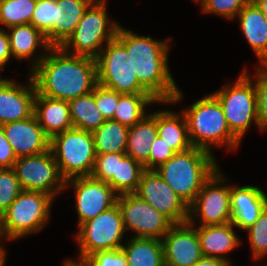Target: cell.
<instances>
[{"label":"cell","instance_id":"obj_1","mask_svg":"<svg viewBox=\"0 0 267 266\" xmlns=\"http://www.w3.org/2000/svg\"><path fill=\"white\" fill-rule=\"evenodd\" d=\"M49 52L34 61L30 74L40 95L69 102L94 90L96 59L69 55L61 47H51Z\"/></svg>","mask_w":267,"mask_h":266},{"label":"cell","instance_id":"obj_2","mask_svg":"<svg viewBox=\"0 0 267 266\" xmlns=\"http://www.w3.org/2000/svg\"><path fill=\"white\" fill-rule=\"evenodd\" d=\"M115 38L126 48L139 83L159 103H175L182 99V93L169 72V45L166 41L139 36L121 26Z\"/></svg>","mask_w":267,"mask_h":266},{"label":"cell","instance_id":"obj_3","mask_svg":"<svg viewBox=\"0 0 267 266\" xmlns=\"http://www.w3.org/2000/svg\"><path fill=\"white\" fill-rule=\"evenodd\" d=\"M215 160L210 151L192 147L175 153L155 171L189 207L203 184L218 169Z\"/></svg>","mask_w":267,"mask_h":266},{"label":"cell","instance_id":"obj_4","mask_svg":"<svg viewBox=\"0 0 267 266\" xmlns=\"http://www.w3.org/2000/svg\"><path fill=\"white\" fill-rule=\"evenodd\" d=\"M193 147L210 151L213 144L236 148L240 140L230 131L218 99L208 95L183 110Z\"/></svg>","mask_w":267,"mask_h":266},{"label":"cell","instance_id":"obj_5","mask_svg":"<svg viewBox=\"0 0 267 266\" xmlns=\"http://www.w3.org/2000/svg\"><path fill=\"white\" fill-rule=\"evenodd\" d=\"M50 150L62 178L90 176L96 152L92 132L71 128L50 138Z\"/></svg>","mask_w":267,"mask_h":266},{"label":"cell","instance_id":"obj_6","mask_svg":"<svg viewBox=\"0 0 267 266\" xmlns=\"http://www.w3.org/2000/svg\"><path fill=\"white\" fill-rule=\"evenodd\" d=\"M53 198L42 192L22 191L0 217V235L17 239L43 228Z\"/></svg>","mask_w":267,"mask_h":266},{"label":"cell","instance_id":"obj_7","mask_svg":"<svg viewBox=\"0 0 267 266\" xmlns=\"http://www.w3.org/2000/svg\"><path fill=\"white\" fill-rule=\"evenodd\" d=\"M105 3V0H95L88 7L73 34L61 46L65 52L69 53V48L73 46V55L96 59L104 48L102 43L116 37L119 25L108 22Z\"/></svg>","mask_w":267,"mask_h":266},{"label":"cell","instance_id":"obj_8","mask_svg":"<svg viewBox=\"0 0 267 266\" xmlns=\"http://www.w3.org/2000/svg\"><path fill=\"white\" fill-rule=\"evenodd\" d=\"M213 95L222 107L230 131L240 141L253 120L258 126L256 87L246 70L234 85L222 88Z\"/></svg>","mask_w":267,"mask_h":266},{"label":"cell","instance_id":"obj_9","mask_svg":"<svg viewBox=\"0 0 267 266\" xmlns=\"http://www.w3.org/2000/svg\"><path fill=\"white\" fill-rule=\"evenodd\" d=\"M97 63V83L121 94L149 93L133 72L126 48L116 39L102 49Z\"/></svg>","mask_w":267,"mask_h":266},{"label":"cell","instance_id":"obj_10","mask_svg":"<svg viewBox=\"0 0 267 266\" xmlns=\"http://www.w3.org/2000/svg\"><path fill=\"white\" fill-rule=\"evenodd\" d=\"M77 241L80 246V257L88 256L98 251L120 249V243L125 232L122 213L118 204L84 222L78 229Z\"/></svg>","mask_w":267,"mask_h":266},{"label":"cell","instance_id":"obj_11","mask_svg":"<svg viewBox=\"0 0 267 266\" xmlns=\"http://www.w3.org/2000/svg\"><path fill=\"white\" fill-rule=\"evenodd\" d=\"M12 168L24 191L42 192L54 198L65 188V180L50 149L42 154L17 158Z\"/></svg>","mask_w":267,"mask_h":266},{"label":"cell","instance_id":"obj_12","mask_svg":"<svg viewBox=\"0 0 267 266\" xmlns=\"http://www.w3.org/2000/svg\"><path fill=\"white\" fill-rule=\"evenodd\" d=\"M116 203L122 213L125 230L135 231L137 235L134 237L162 240L160 236L163 237L174 225L135 193L118 195Z\"/></svg>","mask_w":267,"mask_h":266},{"label":"cell","instance_id":"obj_13","mask_svg":"<svg viewBox=\"0 0 267 266\" xmlns=\"http://www.w3.org/2000/svg\"><path fill=\"white\" fill-rule=\"evenodd\" d=\"M135 194L173 224L188 222L189 207L155 170H145Z\"/></svg>","mask_w":267,"mask_h":266},{"label":"cell","instance_id":"obj_14","mask_svg":"<svg viewBox=\"0 0 267 266\" xmlns=\"http://www.w3.org/2000/svg\"><path fill=\"white\" fill-rule=\"evenodd\" d=\"M225 178L217 169L203 184L195 201L189 206V216L198 215L201 218V226L223 225L231 222L230 187L219 186ZM191 212V213H190Z\"/></svg>","mask_w":267,"mask_h":266},{"label":"cell","instance_id":"obj_15","mask_svg":"<svg viewBox=\"0 0 267 266\" xmlns=\"http://www.w3.org/2000/svg\"><path fill=\"white\" fill-rule=\"evenodd\" d=\"M68 184L75 189L79 227L116 204L118 194L107 182L84 176L65 181L66 189Z\"/></svg>","mask_w":267,"mask_h":266},{"label":"cell","instance_id":"obj_16","mask_svg":"<svg viewBox=\"0 0 267 266\" xmlns=\"http://www.w3.org/2000/svg\"><path fill=\"white\" fill-rule=\"evenodd\" d=\"M193 217L188 222L174 224L161 240L165 266H192L203 255Z\"/></svg>","mask_w":267,"mask_h":266},{"label":"cell","instance_id":"obj_17","mask_svg":"<svg viewBox=\"0 0 267 266\" xmlns=\"http://www.w3.org/2000/svg\"><path fill=\"white\" fill-rule=\"evenodd\" d=\"M1 126L17 158L42 154L50 149V137L34 114L25 120Z\"/></svg>","mask_w":267,"mask_h":266},{"label":"cell","instance_id":"obj_18","mask_svg":"<svg viewBox=\"0 0 267 266\" xmlns=\"http://www.w3.org/2000/svg\"><path fill=\"white\" fill-rule=\"evenodd\" d=\"M28 88L15 81L0 77V126L14 121L25 120L34 113V99L37 93L30 76Z\"/></svg>","mask_w":267,"mask_h":266},{"label":"cell","instance_id":"obj_19","mask_svg":"<svg viewBox=\"0 0 267 266\" xmlns=\"http://www.w3.org/2000/svg\"><path fill=\"white\" fill-rule=\"evenodd\" d=\"M231 223L248 229L267 207V195L258 187H230Z\"/></svg>","mask_w":267,"mask_h":266},{"label":"cell","instance_id":"obj_20","mask_svg":"<svg viewBox=\"0 0 267 266\" xmlns=\"http://www.w3.org/2000/svg\"><path fill=\"white\" fill-rule=\"evenodd\" d=\"M33 114L38 124L50 138L73 128L68 101L48 98L37 92L34 99Z\"/></svg>","mask_w":267,"mask_h":266},{"label":"cell","instance_id":"obj_21","mask_svg":"<svg viewBox=\"0 0 267 266\" xmlns=\"http://www.w3.org/2000/svg\"><path fill=\"white\" fill-rule=\"evenodd\" d=\"M157 135V112L145 115L129 127L125 153L142 164L145 170H150V147Z\"/></svg>","mask_w":267,"mask_h":266},{"label":"cell","instance_id":"obj_22","mask_svg":"<svg viewBox=\"0 0 267 266\" xmlns=\"http://www.w3.org/2000/svg\"><path fill=\"white\" fill-rule=\"evenodd\" d=\"M231 222L223 225H207L196 228L200 240L201 252L205 257H217L229 263L227 258L222 257L239 245Z\"/></svg>","mask_w":267,"mask_h":266},{"label":"cell","instance_id":"obj_23","mask_svg":"<svg viewBox=\"0 0 267 266\" xmlns=\"http://www.w3.org/2000/svg\"><path fill=\"white\" fill-rule=\"evenodd\" d=\"M241 30L260 63L267 62V20L251 1L237 14Z\"/></svg>","mask_w":267,"mask_h":266},{"label":"cell","instance_id":"obj_24","mask_svg":"<svg viewBox=\"0 0 267 266\" xmlns=\"http://www.w3.org/2000/svg\"><path fill=\"white\" fill-rule=\"evenodd\" d=\"M95 0H55L54 47H61L73 34Z\"/></svg>","mask_w":267,"mask_h":266},{"label":"cell","instance_id":"obj_25","mask_svg":"<svg viewBox=\"0 0 267 266\" xmlns=\"http://www.w3.org/2000/svg\"><path fill=\"white\" fill-rule=\"evenodd\" d=\"M181 115L166 110L157 112V134L175 153L193 147L185 115Z\"/></svg>","mask_w":267,"mask_h":266},{"label":"cell","instance_id":"obj_26","mask_svg":"<svg viewBox=\"0 0 267 266\" xmlns=\"http://www.w3.org/2000/svg\"><path fill=\"white\" fill-rule=\"evenodd\" d=\"M8 28L11 30V33H7L10 51L15 58L29 59L38 45L49 53L52 46L48 43L46 36L32 24L14 25Z\"/></svg>","mask_w":267,"mask_h":266},{"label":"cell","instance_id":"obj_27","mask_svg":"<svg viewBox=\"0 0 267 266\" xmlns=\"http://www.w3.org/2000/svg\"><path fill=\"white\" fill-rule=\"evenodd\" d=\"M128 266H165L163 245L160 239L133 237L121 247Z\"/></svg>","mask_w":267,"mask_h":266},{"label":"cell","instance_id":"obj_28","mask_svg":"<svg viewBox=\"0 0 267 266\" xmlns=\"http://www.w3.org/2000/svg\"><path fill=\"white\" fill-rule=\"evenodd\" d=\"M69 105L73 128L93 132L106 121L95 105V87L92 92L70 100Z\"/></svg>","mask_w":267,"mask_h":266},{"label":"cell","instance_id":"obj_29","mask_svg":"<svg viewBox=\"0 0 267 266\" xmlns=\"http://www.w3.org/2000/svg\"><path fill=\"white\" fill-rule=\"evenodd\" d=\"M145 168L126 153H117L116 174L107 182L115 193H135Z\"/></svg>","mask_w":267,"mask_h":266},{"label":"cell","instance_id":"obj_30","mask_svg":"<svg viewBox=\"0 0 267 266\" xmlns=\"http://www.w3.org/2000/svg\"><path fill=\"white\" fill-rule=\"evenodd\" d=\"M129 128L115 120H106L92 132L96 154L125 153Z\"/></svg>","mask_w":267,"mask_h":266},{"label":"cell","instance_id":"obj_31","mask_svg":"<svg viewBox=\"0 0 267 266\" xmlns=\"http://www.w3.org/2000/svg\"><path fill=\"white\" fill-rule=\"evenodd\" d=\"M158 102L150 93L121 94L113 120L132 127L145 117V106Z\"/></svg>","mask_w":267,"mask_h":266},{"label":"cell","instance_id":"obj_32","mask_svg":"<svg viewBox=\"0 0 267 266\" xmlns=\"http://www.w3.org/2000/svg\"><path fill=\"white\" fill-rule=\"evenodd\" d=\"M37 0H2L0 23L11 27L30 24Z\"/></svg>","mask_w":267,"mask_h":266},{"label":"cell","instance_id":"obj_33","mask_svg":"<svg viewBox=\"0 0 267 266\" xmlns=\"http://www.w3.org/2000/svg\"><path fill=\"white\" fill-rule=\"evenodd\" d=\"M30 24L40 30L54 47L55 0H37Z\"/></svg>","mask_w":267,"mask_h":266},{"label":"cell","instance_id":"obj_34","mask_svg":"<svg viewBox=\"0 0 267 266\" xmlns=\"http://www.w3.org/2000/svg\"><path fill=\"white\" fill-rule=\"evenodd\" d=\"M22 191L13 168H0V217Z\"/></svg>","mask_w":267,"mask_h":266},{"label":"cell","instance_id":"obj_35","mask_svg":"<svg viewBox=\"0 0 267 266\" xmlns=\"http://www.w3.org/2000/svg\"><path fill=\"white\" fill-rule=\"evenodd\" d=\"M253 251L254 258H260L267 254V207L260 217L246 229Z\"/></svg>","mask_w":267,"mask_h":266},{"label":"cell","instance_id":"obj_36","mask_svg":"<svg viewBox=\"0 0 267 266\" xmlns=\"http://www.w3.org/2000/svg\"><path fill=\"white\" fill-rule=\"evenodd\" d=\"M262 69L257 68L256 94L258 108V127L267 128V62H261Z\"/></svg>","mask_w":267,"mask_h":266},{"label":"cell","instance_id":"obj_37","mask_svg":"<svg viewBox=\"0 0 267 266\" xmlns=\"http://www.w3.org/2000/svg\"><path fill=\"white\" fill-rule=\"evenodd\" d=\"M199 2L200 0H196ZM251 0H201L202 11L234 18Z\"/></svg>","mask_w":267,"mask_h":266},{"label":"cell","instance_id":"obj_38","mask_svg":"<svg viewBox=\"0 0 267 266\" xmlns=\"http://www.w3.org/2000/svg\"><path fill=\"white\" fill-rule=\"evenodd\" d=\"M120 93L103 85L95 86V105L106 120H113L115 109L119 103Z\"/></svg>","mask_w":267,"mask_h":266},{"label":"cell","instance_id":"obj_39","mask_svg":"<svg viewBox=\"0 0 267 266\" xmlns=\"http://www.w3.org/2000/svg\"><path fill=\"white\" fill-rule=\"evenodd\" d=\"M116 168L117 153L96 154L90 176L103 182H108L116 174Z\"/></svg>","mask_w":267,"mask_h":266},{"label":"cell","instance_id":"obj_40","mask_svg":"<svg viewBox=\"0 0 267 266\" xmlns=\"http://www.w3.org/2000/svg\"><path fill=\"white\" fill-rule=\"evenodd\" d=\"M93 266H128L126 254L122 248L109 251H98L88 256Z\"/></svg>","mask_w":267,"mask_h":266},{"label":"cell","instance_id":"obj_41","mask_svg":"<svg viewBox=\"0 0 267 266\" xmlns=\"http://www.w3.org/2000/svg\"><path fill=\"white\" fill-rule=\"evenodd\" d=\"M175 152L157 135L150 147V170H155L170 159ZM157 166V167H155Z\"/></svg>","mask_w":267,"mask_h":266},{"label":"cell","instance_id":"obj_42","mask_svg":"<svg viewBox=\"0 0 267 266\" xmlns=\"http://www.w3.org/2000/svg\"><path fill=\"white\" fill-rule=\"evenodd\" d=\"M17 157L0 126V168H12Z\"/></svg>","mask_w":267,"mask_h":266},{"label":"cell","instance_id":"obj_43","mask_svg":"<svg viewBox=\"0 0 267 266\" xmlns=\"http://www.w3.org/2000/svg\"><path fill=\"white\" fill-rule=\"evenodd\" d=\"M12 57L10 51L9 37L5 30L0 29V69L4 67L7 61Z\"/></svg>","mask_w":267,"mask_h":266},{"label":"cell","instance_id":"obj_44","mask_svg":"<svg viewBox=\"0 0 267 266\" xmlns=\"http://www.w3.org/2000/svg\"><path fill=\"white\" fill-rule=\"evenodd\" d=\"M227 262L217 257H205L202 256L192 266H224Z\"/></svg>","mask_w":267,"mask_h":266},{"label":"cell","instance_id":"obj_45","mask_svg":"<svg viewBox=\"0 0 267 266\" xmlns=\"http://www.w3.org/2000/svg\"><path fill=\"white\" fill-rule=\"evenodd\" d=\"M267 20V0H251Z\"/></svg>","mask_w":267,"mask_h":266},{"label":"cell","instance_id":"obj_46","mask_svg":"<svg viewBox=\"0 0 267 266\" xmlns=\"http://www.w3.org/2000/svg\"><path fill=\"white\" fill-rule=\"evenodd\" d=\"M65 266H93V265L87 258H81L79 263L78 262L76 263L72 260H68L67 262H65Z\"/></svg>","mask_w":267,"mask_h":266},{"label":"cell","instance_id":"obj_47","mask_svg":"<svg viewBox=\"0 0 267 266\" xmlns=\"http://www.w3.org/2000/svg\"><path fill=\"white\" fill-rule=\"evenodd\" d=\"M6 252L5 250L0 246V266H4V261L6 257Z\"/></svg>","mask_w":267,"mask_h":266},{"label":"cell","instance_id":"obj_48","mask_svg":"<svg viewBox=\"0 0 267 266\" xmlns=\"http://www.w3.org/2000/svg\"><path fill=\"white\" fill-rule=\"evenodd\" d=\"M224 266H232V265H230V262H229V263H226Z\"/></svg>","mask_w":267,"mask_h":266}]
</instances>
